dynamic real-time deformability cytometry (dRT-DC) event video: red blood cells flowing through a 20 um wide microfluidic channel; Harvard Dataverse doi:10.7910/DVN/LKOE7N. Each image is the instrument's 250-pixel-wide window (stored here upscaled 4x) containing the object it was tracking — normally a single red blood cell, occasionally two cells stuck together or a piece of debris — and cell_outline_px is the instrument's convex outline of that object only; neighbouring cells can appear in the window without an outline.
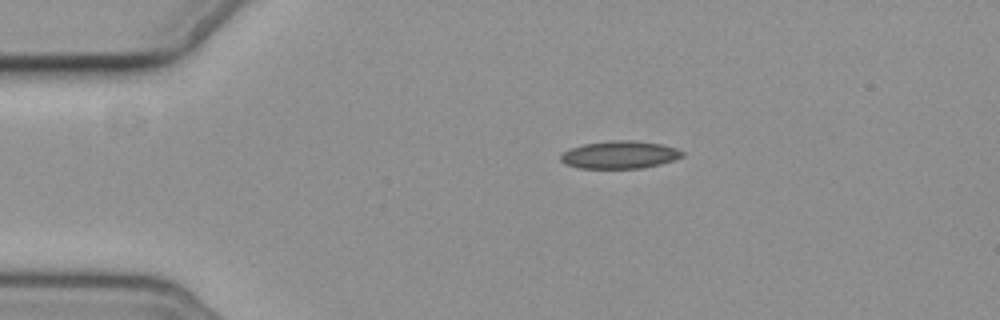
{"species": "common noctule bat (a hibernating species)", "species_latin": "Nyctalus noctula", "temperature_condition": "cold", "stored_images_in_passage": 7, "camera_frame_rate_fps": 3000, "um_per_image_px": 0.085, "animal": {"sex": "female", "body_mass_g": 19.3, "forearm_length_mm": 54.1}, "frame": {"image": 1, "passage_image": 1, "time_ms": 0.0, "image_size_px": [1000, 320], "cell_outline_px": [[684, 156], [660, 164], [644, 168], [580, 168], [564, 164], [560, 160], [560, 156], [564, 152], [572, 148], [584, 144], [612, 140], [636, 140], [660, 144], [676, 148], [684, 152]], "centroid_in_image_um": [52.68, 13.15], "position_along_channel_um": 32.3, "area_um2": 19.54}}
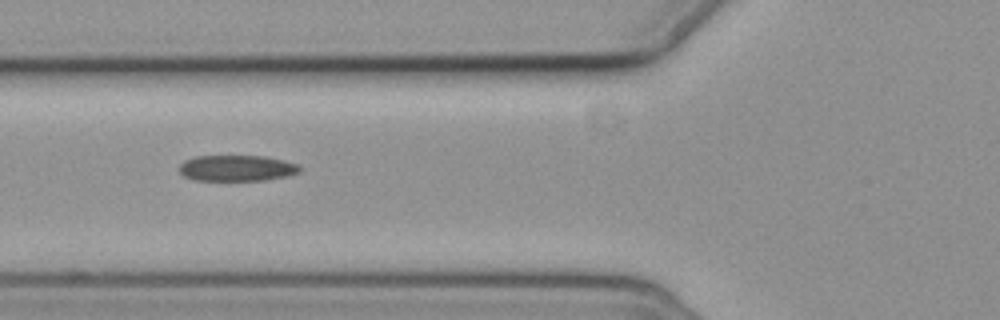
{"frame": {"image": 2, "passage_image": 4, "time_ms": 3.333, "image_size_px": [1000, 320], "cell_outline_px": [[300, 172], [288, 176], [264, 180], [196, 180], [184, 176], [180, 172], [180, 164], [184, 160], [196, 156], [264, 156], [284, 160], [300, 164]], "centroid_in_image_um": [20.16, 14.28], "position_along_channel_um": 105.6, "area_um2": 18.26}}
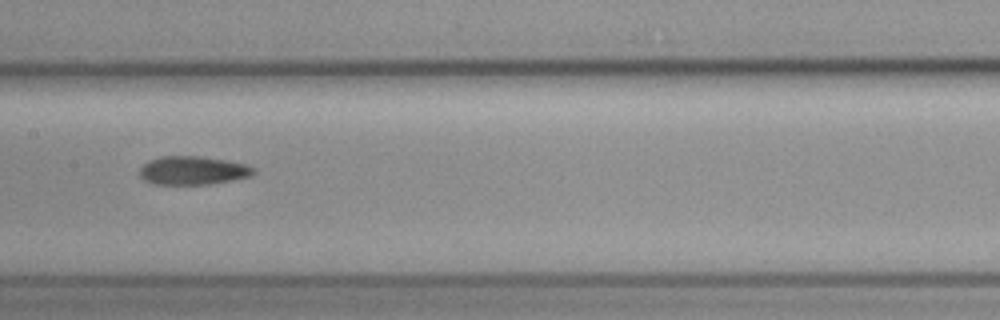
{"frame": {"image": 3, "passage_image": 6, "time_ms": 5.667, "image_size_px": [1000, 320], "cell_outline_px": [[256, 172], [248, 176], [208, 184], [152, 184], [144, 180], [140, 176], [140, 168], [148, 160], [160, 156], [200, 156], [228, 160], [248, 164], [256, 168]], "centroid_in_image_um": [16.38, 14.47], "position_along_channel_um": 191.0, "area_um2": 18.96}}